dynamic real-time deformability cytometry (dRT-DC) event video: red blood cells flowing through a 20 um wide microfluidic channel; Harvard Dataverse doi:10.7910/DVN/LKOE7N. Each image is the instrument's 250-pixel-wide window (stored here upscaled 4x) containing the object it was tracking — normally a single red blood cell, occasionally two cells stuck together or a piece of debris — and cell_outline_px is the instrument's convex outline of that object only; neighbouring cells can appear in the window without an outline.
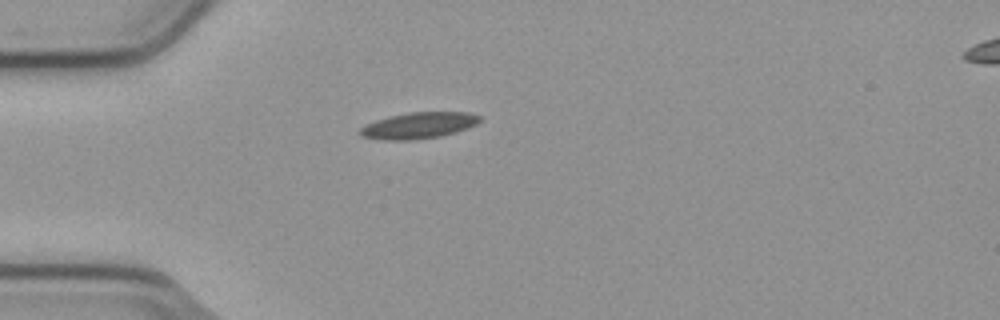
{"species": "common noctule bat (a hibernating species)", "species_latin": "Nyctalus noctula", "temperature_condition": "cold", "stored_images_in_passage": 1, "camera_frame_rate_fps": 3000, "um_per_image_px": 0.085, "animal": {"sex": "male", "body_mass_g": 23.1, "forearm_length_mm": 52.7}, "frame": {"image": 1, "passage_image": 1, "time_ms": 0.0, "image_size_px": [1000, 320], "cell_outline_px": [[480, 120], [476, 124], [456, 132], [440, 136], [408, 140], [380, 140], [360, 136], [356, 132], [364, 124], [388, 116], [408, 112], [468, 112], [480, 116]], "centroid_in_image_um": [35.5, 10.66], "position_along_channel_um": 49.5, "area_um2": 18.44}}